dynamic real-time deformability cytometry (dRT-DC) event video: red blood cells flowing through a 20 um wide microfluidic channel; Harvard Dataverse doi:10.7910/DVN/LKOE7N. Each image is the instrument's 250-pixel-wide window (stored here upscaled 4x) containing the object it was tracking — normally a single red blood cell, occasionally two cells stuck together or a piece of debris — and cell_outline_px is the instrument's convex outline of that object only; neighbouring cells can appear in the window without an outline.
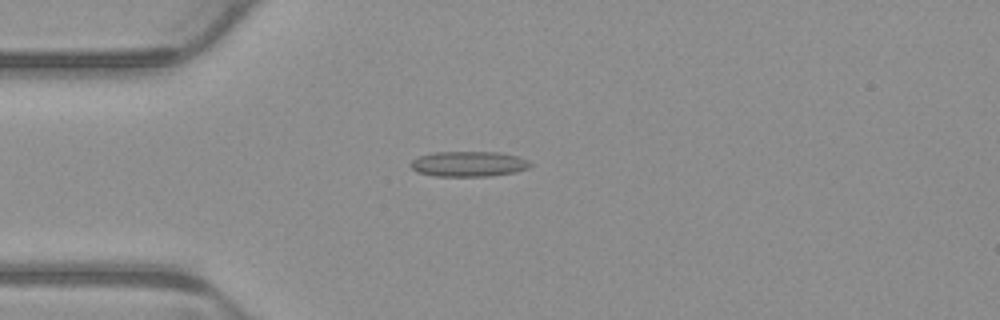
{"species": "common noctule bat (a hibernating species)", "species_latin": "Nyctalus noctula", "temperature_condition": "warm", "stored_images_in_passage": 2, "camera_frame_rate_fps": 3000, "um_per_image_px": 0.085, "animal": {"sex": "male", "body_mass_g": 23.1, "forearm_length_mm": 52.7}, "frame": {"image": 1, "passage_image": 2, "time_ms": 0.333, "image_size_px": [1000, 320], "cell_outline_px": [[532, 164], [528, 168], [516, 172], [488, 176], [436, 176], [416, 172], [408, 164], [412, 160], [420, 156], [432, 152], [500, 152], [516, 156], [528, 160]], "centroid_in_image_um": [39.81, 13.93], "position_along_channel_um": 45.2, "area_um2": 17.69}}